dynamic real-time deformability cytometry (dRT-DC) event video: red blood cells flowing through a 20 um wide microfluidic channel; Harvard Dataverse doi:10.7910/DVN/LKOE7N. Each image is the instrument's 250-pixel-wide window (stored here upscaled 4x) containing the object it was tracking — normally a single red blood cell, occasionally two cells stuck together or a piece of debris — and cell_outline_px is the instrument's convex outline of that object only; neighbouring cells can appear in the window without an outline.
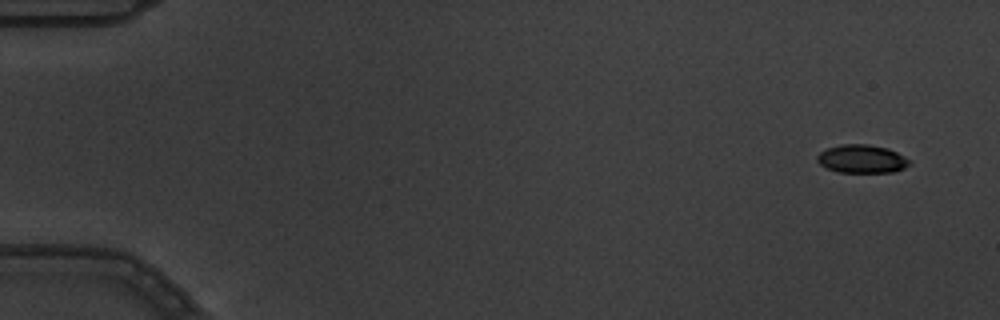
{"species": "common noctule bat (a hibernating species)", "species_latin": "Nyctalus noctula", "temperature_condition": "warm", "stored_images_in_passage": 6, "camera_frame_rate_fps": 3000, "um_per_image_px": 0.085, "animal": {"sex": "male", "body_mass_g": 19.5, "forearm_length_mm": 54.6}, "frame": {"image": 1, "passage_image": 1, "time_ms": 0.0, "image_size_px": [1000, 320], "cell_outline_px": [[912, 160], [904, 168], [892, 172], [836, 172], [820, 164], [816, 160], [816, 156], [820, 152], [828, 148], [840, 144], [868, 144], [888, 148]], "centroid_in_image_um": [73.25, 13.5], "position_along_channel_um": 11.8, "area_um2": 15.2}}
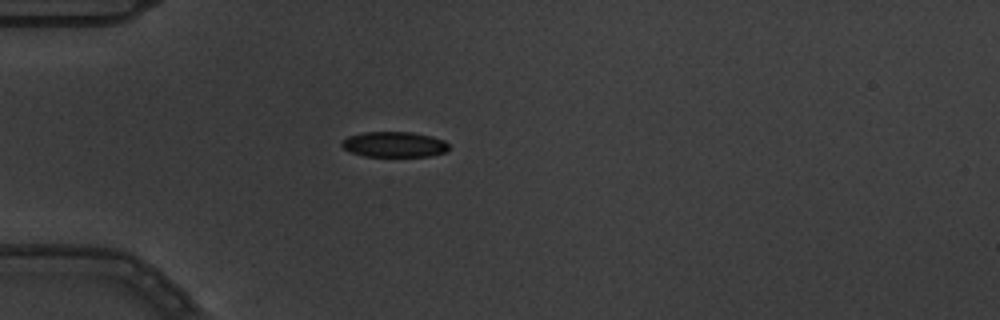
{"frame": {"image": 2, "passage_image": 5, "time_ms": 1.333, "image_size_px": [1000, 320], "cell_outline_px": [[448, 148], [444, 152], [432, 156], [364, 156], [352, 152], [344, 148], [340, 144], [348, 136], [364, 132], [412, 132], [432, 136], [444, 140], [448, 144]], "centroid_in_image_um": [33.52, 12.27], "position_along_channel_um": 51.5, "area_um2": 15.78}}